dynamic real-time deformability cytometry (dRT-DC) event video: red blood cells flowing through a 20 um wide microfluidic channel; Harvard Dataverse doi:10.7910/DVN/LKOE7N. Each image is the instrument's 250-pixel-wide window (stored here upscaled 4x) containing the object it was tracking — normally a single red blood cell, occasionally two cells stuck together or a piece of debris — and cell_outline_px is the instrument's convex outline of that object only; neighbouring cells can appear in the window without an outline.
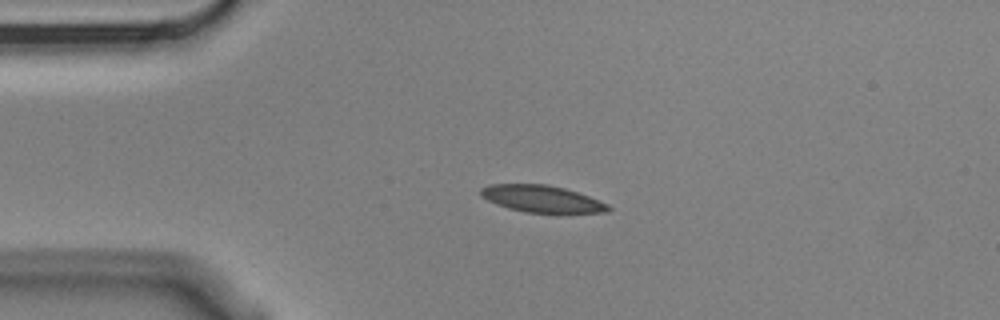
{"species": "Egyptian fruit bat (a non-hibernating species)", "species_latin": "Rousettus aegyptiacus", "temperature_condition": "cold", "stored_images_in_passage": 4, "camera_frame_rate_fps": 3000, "um_per_image_px": 0.085, "animal": {"sex": "male"}, "frame": {"image": 1, "passage_image": 3, "time_ms": 0.667, "image_size_px": [1000, 320], "cell_outline_px": [[612, 208], [608, 212], [524, 212], [508, 208], [496, 204], [480, 196], [480, 188], [488, 184], [548, 184], [564, 188], [588, 196], [608, 204]], "centroid_in_image_um": [46.01, 16.89], "position_along_channel_um": 39.0, "area_um2": 19.83}}